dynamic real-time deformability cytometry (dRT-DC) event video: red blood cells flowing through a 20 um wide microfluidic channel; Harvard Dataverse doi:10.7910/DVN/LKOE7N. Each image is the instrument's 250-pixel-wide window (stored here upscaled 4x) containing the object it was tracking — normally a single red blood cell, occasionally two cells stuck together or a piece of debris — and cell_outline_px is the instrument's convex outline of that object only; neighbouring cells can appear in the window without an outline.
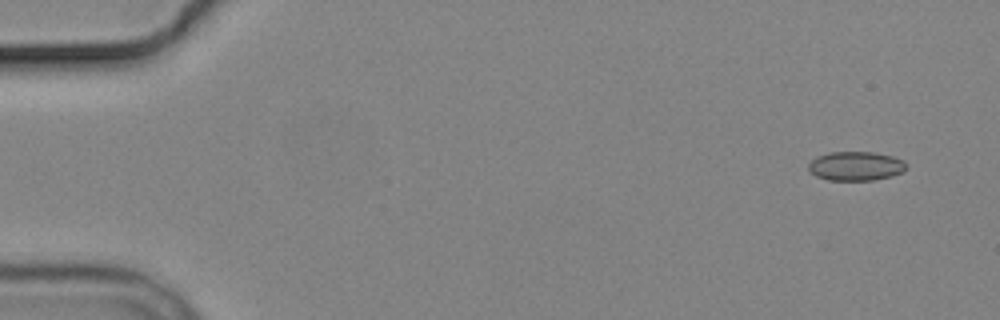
{"species": "common noctule bat (a hibernating species)", "species_latin": "Nyctalus noctula", "temperature_condition": "cold", "stored_images_in_passage": 4, "camera_frame_rate_fps": 3000, "um_per_image_px": 0.085, "animal": {"sex": "male", "body_mass_g": 19.2, "forearm_length_mm": 51.8}, "frame": {"image": 1, "passage_image": 1, "time_ms": 0.0, "image_size_px": [1000, 320], "cell_outline_px": [[908, 164], [904, 172], [892, 176], [872, 180], [828, 180], [816, 176], [808, 172], [808, 164], [816, 156], [828, 152], [872, 152], [892, 156], [904, 160]], "centroid_in_image_um": [72.74, 14.11], "position_along_channel_um": 12.3, "area_um2": 16.82}}
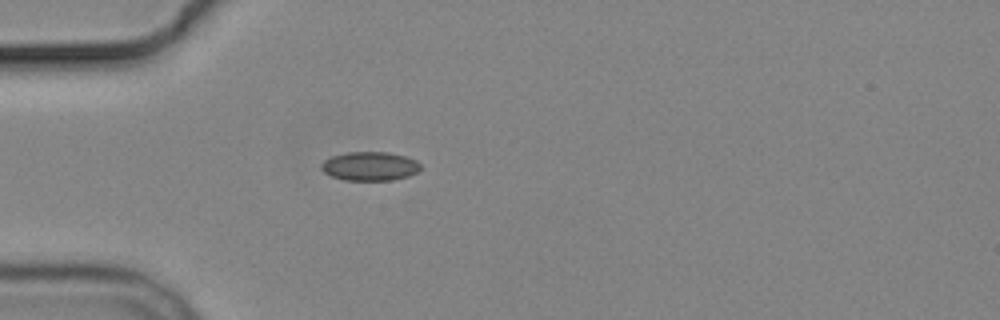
{"frame": {"image": 2, "passage_image": 4, "time_ms": 4.333, "image_size_px": [1000, 320], "cell_outline_px": [[420, 168], [416, 172], [408, 176], [392, 180], [344, 180], [332, 176], [324, 172], [320, 168], [320, 164], [324, 160], [332, 156], [348, 152], [388, 152], [404, 156], [416, 160], [420, 164]], "centroid_in_image_um": [31.41, 14.12], "position_along_channel_um": 53.6, "area_um2": 16.65}}